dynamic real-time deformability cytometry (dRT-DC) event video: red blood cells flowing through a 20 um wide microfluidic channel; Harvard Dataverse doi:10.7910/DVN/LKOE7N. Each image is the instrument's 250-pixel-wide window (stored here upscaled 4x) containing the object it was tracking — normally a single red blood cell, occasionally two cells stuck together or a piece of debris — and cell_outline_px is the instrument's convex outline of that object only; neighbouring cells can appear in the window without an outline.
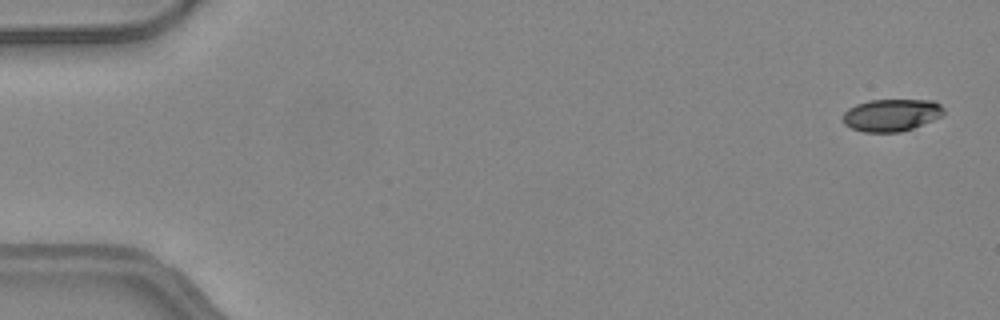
{"species": "common noctule bat (a hibernating species)", "species_latin": "Nyctalus noctula", "temperature_condition": "warm", "stored_images_in_passage": 50, "camera_frame_rate_fps": 3000, "um_per_image_px": 0.085, "animal": {"sex": "female", "body_mass_g": 24.6, "forearm_length_mm": 56.2}, "frame": {"image": 1, "passage_image": 2, "time_ms": 0.333, "image_size_px": [1000, 320], "cell_outline_px": [[944, 112], [940, 116], [932, 120], [912, 128], [900, 132], [864, 132], [852, 128], [844, 124], [844, 112], [848, 108], [856, 104], [868, 100], [932, 100], [940, 104], [944, 108]], "centroid_in_image_um": [75.76, 9.77], "position_along_channel_um": 9.2, "area_um2": 18.84}}
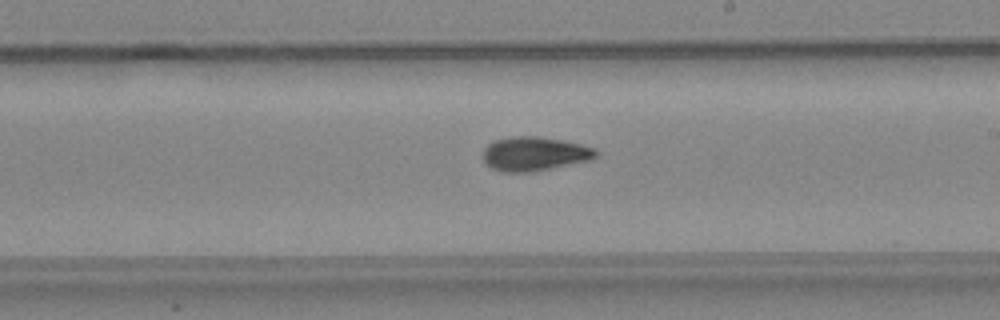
{"frame": {"image": 2, "passage_image": 29, "time_ms": 9.333, "image_size_px": [1000, 320], "cell_outline_px": [[600, 152], [592, 160], [532, 172], [504, 172], [492, 168], [484, 164], [484, 148], [492, 140], [512, 136], [540, 136], [580, 144], [596, 148]], "centroid_in_image_um": [45.44, 13.07], "position_along_channel_um": 243.6, "area_um2": 22.66}}
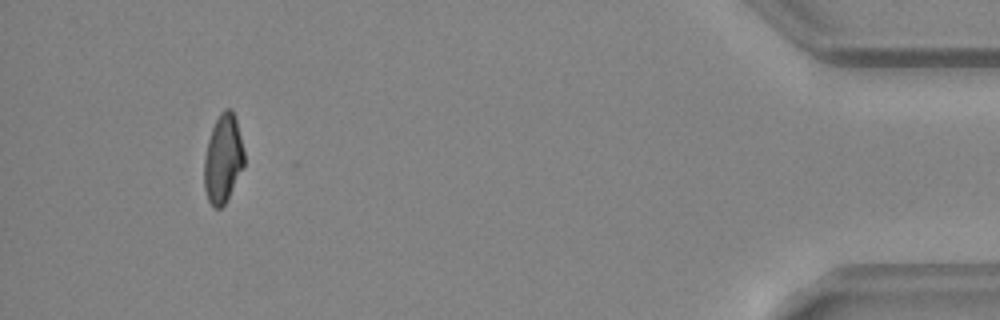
{"frame": {"image": 3, "passage_image": 46, "time_ms": 15.0, "image_size_px": [1000, 320], "cell_outline_px": [[244, 168], [224, 204], [220, 208], [212, 208], [208, 200], [204, 188], [204, 156], [208, 140], [212, 128], [220, 112], [224, 108], [232, 108], [236, 116], [244, 152]], "centroid_in_image_um": [18.96, 13.47], "position_along_channel_um": 416.2, "area_um2": 20.87}, "authors_computed_cell_mechanics": {"area_um2": 20.9814, "velocity_mm_per_s": 4.2632, "shape_relaxation_time_tau1_ms": 5.9434, "shape_relaxation_time_tau2_ms": 3.4582, "deformation_change_tau1": 0.1783, "deformation_change_tau2": 0.1013}}